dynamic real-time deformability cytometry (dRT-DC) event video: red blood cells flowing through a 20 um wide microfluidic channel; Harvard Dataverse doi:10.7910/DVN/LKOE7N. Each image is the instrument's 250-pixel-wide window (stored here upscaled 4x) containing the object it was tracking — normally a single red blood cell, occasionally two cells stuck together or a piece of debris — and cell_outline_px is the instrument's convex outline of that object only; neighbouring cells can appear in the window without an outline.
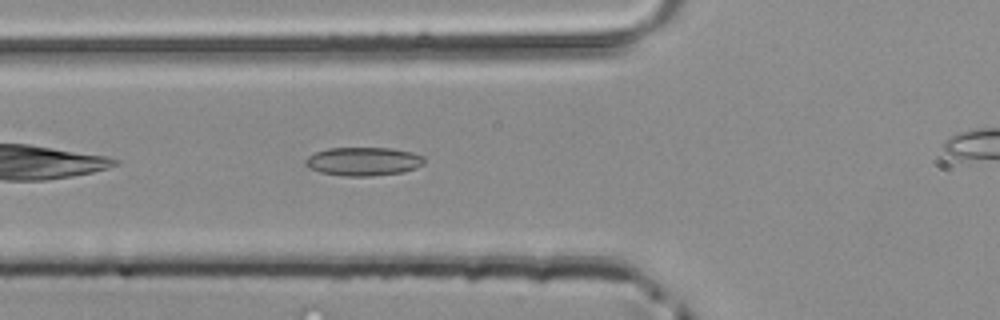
{"species": "common noctule bat (a hibernating species)", "species_latin": "Nyctalus noctula", "temperature_condition": "room temperature", "stored_images_in_passage": 29, "camera_frame_rate_fps": 3000, "um_per_image_px": 0.085, "animal": {"sex": "male", "body_mass_g": 20.4}, "frame": {"image": 1, "passage_image": 4, "time_ms": 1.0, "image_size_px": [1000, 320], "cell_outline_px": [[424, 164], [416, 168], [400, 172], [372, 176], [344, 176], [320, 172], [304, 164], [304, 160], [308, 156], [316, 152], [328, 148], [388, 148], [412, 152], [424, 156]], "centroid_in_image_um": [30.89, 13.72], "position_along_channel_um": 94.9, "area_um2": 19.65}}
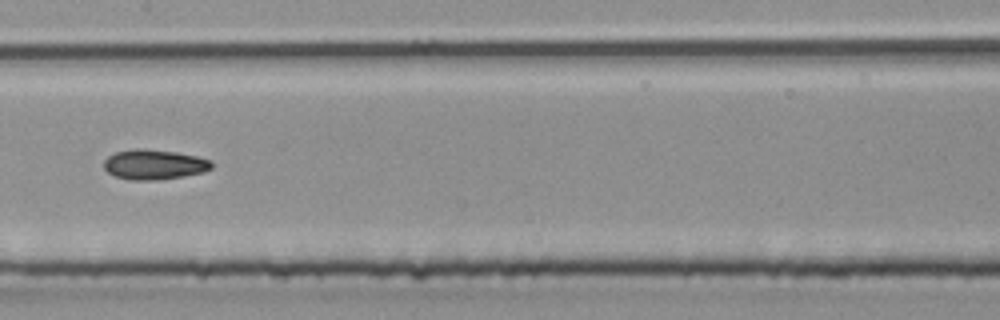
{"frame": {"image": 2, "passage_image": 11, "time_ms": 3.333, "image_size_px": [1000, 320], "cell_outline_px": [[212, 168], [204, 172], [160, 180], [132, 180], [116, 176], [108, 172], [104, 168], [104, 160], [108, 156], [116, 152], [136, 148], [140, 148], [176, 152], [196, 156], [208, 160], [212, 164]], "centroid_in_image_um": [13.08, 13.98], "position_along_channel_um": 194.3, "area_um2": 18.67}}
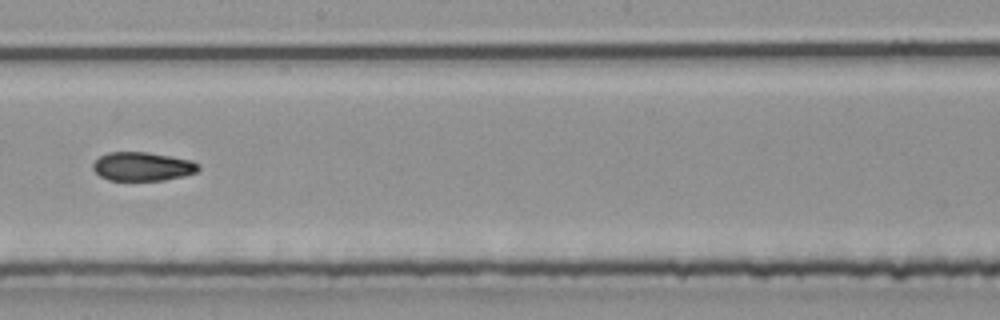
{"frame": {"image": 3, "passage_image": 14, "time_ms": 4.333, "image_size_px": [1000, 320], "cell_outline_px": [[200, 168], [196, 172], [184, 176], [164, 180], [108, 180], [100, 176], [92, 168], [92, 164], [100, 156], [108, 152], [148, 152], [192, 160], [200, 164]], "centroid_in_image_um": [12.13, 14.15], "position_along_channel_um": 236.1, "area_um2": 17.74}}